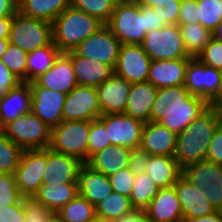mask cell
<instances>
[{"instance_id": "54", "label": "cell", "mask_w": 222, "mask_h": 222, "mask_svg": "<svg viewBox=\"0 0 222 222\" xmlns=\"http://www.w3.org/2000/svg\"><path fill=\"white\" fill-rule=\"evenodd\" d=\"M181 3H169L163 8V21L166 25L178 24Z\"/></svg>"}, {"instance_id": "59", "label": "cell", "mask_w": 222, "mask_h": 222, "mask_svg": "<svg viewBox=\"0 0 222 222\" xmlns=\"http://www.w3.org/2000/svg\"><path fill=\"white\" fill-rule=\"evenodd\" d=\"M189 222H222V211H216L211 215L197 217Z\"/></svg>"}, {"instance_id": "60", "label": "cell", "mask_w": 222, "mask_h": 222, "mask_svg": "<svg viewBox=\"0 0 222 222\" xmlns=\"http://www.w3.org/2000/svg\"><path fill=\"white\" fill-rule=\"evenodd\" d=\"M212 37L222 42V21L216 26L212 32Z\"/></svg>"}, {"instance_id": "27", "label": "cell", "mask_w": 222, "mask_h": 222, "mask_svg": "<svg viewBox=\"0 0 222 222\" xmlns=\"http://www.w3.org/2000/svg\"><path fill=\"white\" fill-rule=\"evenodd\" d=\"M130 148L111 145L93 154L86 162L88 166L106 176L129 166Z\"/></svg>"}, {"instance_id": "56", "label": "cell", "mask_w": 222, "mask_h": 222, "mask_svg": "<svg viewBox=\"0 0 222 222\" xmlns=\"http://www.w3.org/2000/svg\"><path fill=\"white\" fill-rule=\"evenodd\" d=\"M117 222H152L145 210H136L134 209L129 214L125 215L124 217L117 219Z\"/></svg>"}, {"instance_id": "51", "label": "cell", "mask_w": 222, "mask_h": 222, "mask_svg": "<svg viewBox=\"0 0 222 222\" xmlns=\"http://www.w3.org/2000/svg\"><path fill=\"white\" fill-rule=\"evenodd\" d=\"M21 80H19L1 61L0 59V101L6 96V94L15 86H17Z\"/></svg>"}, {"instance_id": "19", "label": "cell", "mask_w": 222, "mask_h": 222, "mask_svg": "<svg viewBox=\"0 0 222 222\" xmlns=\"http://www.w3.org/2000/svg\"><path fill=\"white\" fill-rule=\"evenodd\" d=\"M39 86L68 94L77 84L71 58L61 53L53 66L34 80Z\"/></svg>"}, {"instance_id": "63", "label": "cell", "mask_w": 222, "mask_h": 222, "mask_svg": "<svg viewBox=\"0 0 222 222\" xmlns=\"http://www.w3.org/2000/svg\"><path fill=\"white\" fill-rule=\"evenodd\" d=\"M92 222H117V220L111 218H104L96 215Z\"/></svg>"}, {"instance_id": "9", "label": "cell", "mask_w": 222, "mask_h": 222, "mask_svg": "<svg viewBox=\"0 0 222 222\" xmlns=\"http://www.w3.org/2000/svg\"><path fill=\"white\" fill-rule=\"evenodd\" d=\"M47 166V148L23 150L14 176L20 194L24 198H33L43 184Z\"/></svg>"}, {"instance_id": "33", "label": "cell", "mask_w": 222, "mask_h": 222, "mask_svg": "<svg viewBox=\"0 0 222 222\" xmlns=\"http://www.w3.org/2000/svg\"><path fill=\"white\" fill-rule=\"evenodd\" d=\"M62 52L52 42L34 51L28 52L27 82L34 81L47 72Z\"/></svg>"}, {"instance_id": "6", "label": "cell", "mask_w": 222, "mask_h": 222, "mask_svg": "<svg viewBox=\"0 0 222 222\" xmlns=\"http://www.w3.org/2000/svg\"><path fill=\"white\" fill-rule=\"evenodd\" d=\"M185 87L191 95L198 96L209 105L222 99V71L191 58L185 75Z\"/></svg>"}, {"instance_id": "34", "label": "cell", "mask_w": 222, "mask_h": 222, "mask_svg": "<svg viewBox=\"0 0 222 222\" xmlns=\"http://www.w3.org/2000/svg\"><path fill=\"white\" fill-rule=\"evenodd\" d=\"M179 28L188 55L197 58L208 45L212 32L200 23L179 25Z\"/></svg>"}, {"instance_id": "10", "label": "cell", "mask_w": 222, "mask_h": 222, "mask_svg": "<svg viewBox=\"0 0 222 222\" xmlns=\"http://www.w3.org/2000/svg\"><path fill=\"white\" fill-rule=\"evenodd\" d=\"M121 45V41L105 24L97 32L83 40L74 51L79 56L100 61L114 70Z\"/></svg>"}, {"instance_id": "8", "label": "cell", "mask_w": 222, "mask_h": 222, "mask_svg": "<svg viewBox=\"0 0 222 222\" xmlns=\"http://www.w3.org/2000/svg\"><path fill=\"white\" fill-rule=\"evenodd\" d=\"M141 45L152 60L192 58L185 49L178 24L148 32Z\"/></svg>"}, {"instance_id": "58", "label": "cell", "mask_w": 222, "mask_h": 222, "mask_svg": "<svg viewBox=\"0 0 222 222\" xmlns=\"http://www.w3.org/2000/svg\"><path fill=\"white\" fill-rule=\"evenodd\" d=\"M13 16L0 17V39H8Z\"/></svg>"}, {"instance_id": "37", "label": "cell", "mask_w": 222, "mask_h": 222, "mask_svg": "<svg viewBox=\"0 0 222 222\" xmlns=\"http://www.w3.org/2000/svg\"><path fill=\"white\" fill-rule=\"evenodd\" d=\"M159 189L147 173L135 175L130 194L132 207L136 210H145Z\"/></svg>"}, {"instance_id": "29", "label": "cell", "mask_w": 222, "mask_h": 222, "mask_svg": "<svg viewBox=\"0 0 222 222\" xmlns=\"http://www.w3.org/2000/svg\"><path fill=\"white\" fill-rule=\"evenodd\" d=\"M70 5L71 0H18V11L52 24Z\"/></svg>"}, {"instance_id": "3", "label": "cell", "mask_w": 222, "mask_h": 222, "mask_svg": "<svg viewBox=\"0 0 222 222\" xmlns=\"http://www.w3.org/2000/svg\"><path fill=\"white\" fill-rule=\"evenodd\" d=\"M106 25L122 44L141 45L147 34L145 16L135 0L117 2Z\"/></svg>"}, {"instance_id": "25", "label": "cell", "mask_w": 222, "mask_h": 222, "mask_svg": "<svg viewBox=\"0 0 222 222\" xmlns=\"http://www.w3.org/2000/svg\"><path fill=\"white\" fill-rule=\"evenodd\" d=\"M157 91L158 88L148 81L131 84L124 113L147 123L150 121L151 109Z\"/></svg>"}, {"instance_id": "61", "label": "cell", "mask_w": 222, "mask_h": 222, "mask_svg": "<svg viewBox=\"0 0 222 222\" xmlns=\"http://www.w3.org/2000/svg\"><path fill=\"white\" fill-rule=\"evenodd\" d=\"M8 44H9L8 39H0V59L2 58L3 54L5 53Z\"/></svg>"}, {"instance_id": "17", "label": "cell", "mask_w": 222, "mask_h": 222, "mask_svg": "<svg viewBox=\"0 0 222 222\" xmlns=\"http://www.w3.org/2000/svg\"><path fill=\"white\" fill-rule=\"evenodd\" d=\"M131 83L114 73L96 87L102 115L124 113Z\"/></svg>"}, {"instance_id": "42", "label": "cell", "mask_w": 222, "mask_h": 222, "mask_svg": "<svg viewBox=\"0 0 222 222\" xmlns=\"http://www.w3.org/2000/svg\"><path fill=\"white\" fill-rule=\"evenodd\" d=\"M23 198L16 184L14 174L0 173V207L21 204Z\"/></svg>"}, {"instance_id": "49", "label": "cell", "mask_w": 222, "mask_h": 222, "mask_svg": "<svg viewBox=\"0 0 222 222\" xmlns=\"http://www.w3.org/2000/svg\"><path fill=\"white\" fill-rule=\"evenodd\" d=\"M163 8H151L147 6H141V13L145 16L146 33L160 29L166 24L163 21L162 15Z\"/></svg>"}, {"instance_id": "12", "label": "cell", "mask_w": 222, "mask_h": 222, "mask_svg": "<svg viewBox=\"0 0 222 222\" xmlns=\"http://www.w3.org/2000/svg\"><path fill=\"white\" fill-rule=\"evenodd\" d=\"M98 120L108 131L111 145L140 147L144 122L125 113L101 115Z\"/></svg>"}, {"instance_id": "43", "label": "cell", "mask_w": 222, "mask_h": 222, "mask_svg": "<svg viewBox=\"0 0 222 222\" xmlns=\"http://www.w3.org/2000/svg\"><path fill=\"white\" fill-rule=\"evenodd\" d=\"M108 146H111V140L105 126L98 119L92 120L88 135V159Z\"/></svg>"}, {"instance_id": "15", "label": "cell", "mask_w": 222, "mask_h": 222, "mask_svg": "<svg viewBox=\"0 0 222 222\" xmlns=\"http://www.w3.org/2000/svg\"><path fill=\"white\" fill-rule=\"evenodd\" d=\"M174 187L180 200L184 222L211 215L217 211L208 200L204 190L193 186L183 175L178 178Z\"/></svg>"}, {"instance_id": "7", "label": "cell", "mask_w": 222, "mask_h": 222, "mask_svg": "<svg viewBox=\"0 0 222 222\" xmlns=\"http://www.w3.org/2000/svg\"><path fill=\"white\" fill-rule=\"evenodd\" d=\"M8 40L26 52L34 51L53 42L52 24L18 11L13 16Z\"/></svg>"}, {"instance_id": "45", "label": "cell", "mask_w": 222, "mask_h": 222, "mask_svg": "<svg viewBox=\"0 0 222 222\" xmlns=\"http://www.w3.org/2000/svg\"><path fill=\"white\" fill-rule=\"evenodd\" d=\"M108 177L113 191L130 197L135 174L129 167L121 169Z\"/></svg>"}, {"instance_id": "44", "label": "cell", "mask_w": 222, "mask_h": 222, "mask_svg": "<svg viewBox=\"0 0 222 222\" xmlns=\"http://www.w3.org/2000/svg\"><path fill=\"white\" fill-rule=\"evenodd\" d=\"M25 222H48L55 213L34 198H23Z\"/></svg>"}, {"instance_id": "13", "label": "cell", "mask_w": 222, "mask_h": 222, "mask_svg": "<svg viewBox=\"0 0 222 222\" xmlns=\"http://www.w3.org/2000/svg\"><path fill=\"white\" fill-rule=\"evenodd\" d=\"M151 61L142 45L122 44L114 74L131 84L145 82L148 80Z\"/></svg>"}, {"instance_id": "38", "label": "cell", "mask_w": 222, "mask_h": 222, "mask_svg": "<svg viewBox=\"0 0 222 222\" xmlns=\"http://www.w3.org/2000/svg\"><path fill=\"white\" fill-rule=\"evenodd\" d=\"M23 150L0 129V173L14 174Z\"/></svg>"}, {"instance_id": "28", "label": "cell", "mask_w": 222, "mask_h": 222, "mask_svg": "<svg viewBox=\"0 0 222 222\" xmlns=\"http://www.w3.org/2000/svg\"><path fill=\"white\" fill-rule=\"evenodd\" d=\"M146 173L162 189L174 186L182 169L174 156L150 155Z\"/></svg>"}, {"instance_id": "46", "label": "cell", "mask_w": 222, "mask_h": 222, "mask_svg": "<svg viewBox=\"0 0 222 222\" xmlns=\"http://www.w3.org/2000/svg\"><path fill=\"white\" fill-rule=\"evenodd\" d=\"M197 58L202 63L222 71V42L212 37Z\"/></svg>"}, {"instance_id": "5", "label": "cell", "mask_w": 222, "mask_h": 222, "mask_svg": "<svg viewBox=\"0 0 222 222\" xmlns=\"http://www.w3.org/2000/svg\"><path fill=\"white\" fill-rule=\"evenodd\" d=\"M91 121L63 120L52 128L50 148L56 152L88 160V135Z\"/></svg>"}, {"instance_id": "53", "label": "cell", "mask_w": 222, "mask_h": 222, "mask_svg": "<svg viewBox=\"0 0 222 222\" xmlns=\"http://www.w3.org/2000/svg\"><path fill=\"white\" fill-rule=\"evenodd\" d=\"M205 195L217 211H222V181H215L204 189Z\"/></svg>"}, {"instance_id": "11", "label": "cell", "mask_w": 222, "mask_h": 222, "mask_svg": "<svg viewBox=\"0 0 222 222\" xmlns=\"http://www.w3.org/2000/svg\"><path fill=\"white\" fill-rule=\"evenodd\" d=\"M62 115L67 121L98 119L102 111L96 88L76 85L66 95Z\"/></svg>"}, {"instance_id": "41", "label": "cell", "mask_w": 222, "mask_h": 222, "mask_svg": "<svg viewBox=\"0 0 222 222\" xmlns=\"http://www.w3.org/2000/svg\"><path fill=\"white\" fill-rule=\"evenodd\" d=\"M198 23L211 32L222 21V0H197Z\"/></svg>"}, {"instance_id": "39", "label": "cell", "mask_w": 222, "mask_h": 222, "mask_svg": "<svg viewBox=\"0 0 222 222\" xmlns=\"http://www.w3.org/2000/svg\"><path fill=\"white\" fill-rule=\"evenodd\" d=\"M116 0H71V5L107 24L114 12Z\"/></svg>"}, {"instance_id": "24", "label": "cell", "mask_w": 222, "mask_h": 222, "mask_svg": "<svg viewBox=\"0 0 222 222\" xmlns=\"http://www.w3.org/2000/svg\"><path fill=\"white\" fill-rule=\"evenodd\" d=\"M112 192L109 177L84 163L79 171L78 194L95 206Z\"/></svg>"}, {"instance_id": "55", "label": "cell", "mask_w": 222, "mask_h": 222, "mask_svg": "<svg viewBox=\"0 0 222 222\" xmlns=\"http://www.w3.org/2000/svg\"><path fill=\"white\" fill-rule=\"evenodd\" d=\"M18 12V0H0V17L14 16Z\"/></svg>"}, {"instance_id": "57", "label": "cell", "mask_w": 222, "mask_h": 222, "mask_svg": "<svg viewBox=\"0 0 222 222\" xmlns=\"http://www.w3.org/2000/svg\"><path fill=\"white\" fill-rule=\"evenodd\" d=\"M140 6L166 8L169 3H181L182 0H135Z\"/></svg>"}, {"instance_id": "18", "label": "cell", "mask_w": 222, "mask_h": 222, "mask_svg": "<svg viewBox=\"0 0 222 222\" xmlns=\"http://www.w3.org/2000/svg\"><path fill=\"white\" fill-rule=\"evenodd\" d=\"M145 212L152 222H184L180 200L174 186L159 189Z\"/></svg>"}, {"instance_id": "22", "label": "cell", "mask_w": 222, "mask_h": 222, "mask_svg": "<svg viewBox=\"0 0 222 222\" xmlns=\"http://www.w3.org/2000/svg\"><path fill=\"white\" fill-rule=\"evenodd\" d=\"M32 92L29 82H20L0 101V129L31 111Z\"/></svg>"}, {"instance_id": "48", "label": "cell", "mask_w": 222, "mask_h": 222, "mask_svg": "<svg viewBox=\"0 0 222 222\" xmlns=\"http://www.w3.org/2000/svg\"><path fill=\"white\" fill-rule=\"evenodd\" d=\"M150 159V155L141 147L131 150L129 159V168L135 175L144 174L147 171V165Z\"/></svg>"}, {"instance_id": "47", "label": "cell", "mask_w": 222, "mask_h": 222, "mask_svg": "<svg viewBox=\"0 0 222 222\" xmlns=\"http://www.w3.org/2000/svg\"><path fill=\"white\" fill-rule=\"evenodd\" d=\"M192 23H198L197 0H182L178 16V25Z\"/></svg>"}, {"instance_id": "4", "label": "cell", "mask_w": 222, "mask_h": 222, "mask_svg": "<svg viewBox=\"0 0 222 222\" xmlns=\"http://www.w3.org/2000/svg\"><path fill=\"white\" fill-rule=\"evenodd\" d=\"M2 130L22 150L45 149L50 146L52 128L32 111L9 122Z\"/></svg>"}, {"instance_id": "36", "label": "cell", "mask_w": 222, "mask_h": 222, "mask_svg": "<svg viewBox=\"0 0 222 222\" xmlns=\"http://www.w3.org/2000/svg\"><path fill=\"white\" fill-rule=\"evenodd\" d=\"M130 197L113 191L95 205V214L104 218L120 219L132 212Z\"/></svg>"}, {"instance_id": "64", "label": "cell", "mask_w": 222, "mask_h": 222, "mask_svg": "<svg viewBox=\"0 0 222 222\" xmlns=\"http://www.w3.org/2000/svg\"><path fill=\"white\" fill-rule=\"evenodd\" d=\"M48 222H61V220L56 215H54Z\"/></svg>"}, {"instance_id": "40", "label": "cell", "mask_w": 222, "mask_h": 222, "mask_svg": "<svg viewBox=\"0 0 222 222\" xmlns=\"http://www.w3.org/2000/svg\"><path fill=\"white\" fill-rule=\"evenodd\" d=\"M28 52L9 43L3 54L2 63L22 82H27Z\"/></svg>"}, {"instance_id": "30", "label": "cell", "mask_w": 222, "mask_h": 222, "mask_svg": "<svg viewBox=\"0 0 222 222\" xmlns=\"http://www.w3.org/2000/svg\"><path fill=\"white\" fill-rule=\"evenodd\" d=\"M189 91L185 85L158 88L151 109L150 121L159 122L163 112L175 107H189Z\"/></svg>"}, {"instance_id": "35", "label": "cell", "mask_w": 222, "mask_h": 222, "mask_svg": "<svg viewBox=\"0 0 222 222\" xmlns=\"http://www.w3.org/2000/svg\"><path fill=\"white\" fill-rule=\"evenodd\" d=\"M55 215L61 222H92L96 216L95 206L79 194L55 212Z\"/></svg>"}, {"instance_id": "23", "label": "cell", "mask_w": 222, "mask_h": 222, "mask_svg": "<svg viewBox=\"0 0 222 222\" xmlns=\"http://www.w3.org/2000/svg\"><path fill=\"white\" fill-rule=\"evenodd\" d=\"M66 54L71 58L78 85L96 88L114 73L109 65L79 56L74 50Z\"/></svg>"}, {"instance_id": "26", "label": "cell", "mask_w": 222, "mask_h": 222, "mask_svg": "<svg viewBox=\"0 0 222 222\" xmlns=\"http://www.w3.org/2000/svg\"><path fill=\"white\" fill-rule=\"evenodd\" d=\"M209 106L202 98L190 94L189 107L167 109L166 112H163L162 119L158 123L179 134Z\"/></svg>"}, {"instance_id": "52", "label": "cell", "mask_w": 222, "mask_h": 222, "mask_svg": "<svg viewBox=\"0 0 222 222\" xmlns=\"http://www.w3.org/2000/svg\"><path fill=\"white\" fill-rule=\"evenodd\" d=\"M24 204L5 205L0 207V222H25Z\"/></svg>"}, {"instance_id": "20", "label": "cell", "mask_w": 222, "mask_h": 222, "mask_svg": "<svg viewBox=\"0 0 222 222\" xmlns=\"http://www.w3.org/2000/svg\"><path fill=\"white\" fill-rule=\"evenodd\" d=\"M177 134L158 122L144 124L140 147L149 155L174 156Z\"/></svg>"}, {"instance_id": "14", "label": "cell", "mask_w": 222, "mask_h": 222, "mask_svg": "<svg viewBox=\"0 0 222 222\" xmlns=\"http://www.w3.org/2000/svg\"><path fill=\"white\" fill-rule=\"evenodd\" d=\"M32 92L31 111L54 128L63 121V105L67 94L39 86L35 81L29 82Z\"/></svg>"}, {"instance_id": "16", "label": "cell", "mask_w": 222, "mask_h": 222, "mask_svg": "<svg viewBox=\"0 0 222 222\" xmlns=\"http://www.w3.org/2000/svg\"><path fill=\"white\" fill-rule=\"evenodd\" d=\"M84 162L79 158L47 148V166L43 184L78 182L79 171Z\"/></svg>"}, {"instance_id": "21", "label": "cell", "mask_w": 222, "mask_h": 222, "mask_svg": "<svg viewBox=\"0 0 222 222\" xmlns=\"http://www.w3.org/2000/svg\"><path fill=\"white\" fill-rule=\"evenodd\" d=\"M190 59L152 60L147 81L157 88L184 85Z\"/></svg>"}, {"instance_id": "2", "label": "cell", "mask_w": 222, "mask_h": 222, "mask_svg": "<svg viewBox=\"0 0 222 222\" xmlns=\"http://www.w3.org/2000/svg\"><path fill=\"white\" fill-rule=\"evenodd\" d=\"M104 25L99 19L70 5L52 23L53 43L62 53L75 50Z\"/></svg>"}, {"instance_id": "50", "label": "cell", "mask_w": 222, "mask_h": 222, "mask_svg": "<svg viewBox=\"0 0 222 222\" xmlns=\"http://www.w3.org/2000/svg\"><path fill=\"white\" fill-rule=\"evenodd\" d=\"M206 160L222 166V126L219 125L210 140Z\"/></svg>"}, {"instance_id": "62", "label": "cell", "mask_w": 222, "mask_h": 222, "mask_svg": "<svg viewBox=\"0 0 222 222\" xmlns=\"http://www.w3.org/2000/svg\"><path fill=\"white\" fill-rule=\"evenodd\" d=\"M213 106L216 108V110L219 114L220 125L222 126V99L217 101Z\"/></svg>"}, {"instance_id": "32", "label": "cell", "mask_w": 222, "mask_h": 222, "mask_svg": "<svg viewBox=\"0 0 222 222\" xmlns=\"http://www.w3.org/2000/svg\"><path fill=\"white\" fill-rule=\"evenodd\" d=\"M182 175L196 188L205 189L215 181H222V166L204 160L182 169Z\"/></svg>"}, {"instance_id": "31", "label": "cell", "mask_w": 222, "mask_h": 222, "mask_svg": "<svg viewBox=\"0 0 222 222\" xmlns=\"http://www.w3.org/2000/svg\"><path fill=\"white\" fill-rule=\"evenodd\" d=\"M78 194V182L42 184L34 199L50 208L54 213Z\"/></svg>"}, {"instance_id": "1", "label": "cell", "mask_w": 222, "mask_h": 222, "mask_svg": "<svg viewBox=\"0 0 222 222\" xmlns=\"http://www.w3.org/2000/svg\"><path fill=\"white\" fill-rule=\"evenodd\" d=\"M219 125V114L216 108L210 105L177 134L174 157L181 169L206 160L210 140Z\"/></svg>"}]
</instances>
